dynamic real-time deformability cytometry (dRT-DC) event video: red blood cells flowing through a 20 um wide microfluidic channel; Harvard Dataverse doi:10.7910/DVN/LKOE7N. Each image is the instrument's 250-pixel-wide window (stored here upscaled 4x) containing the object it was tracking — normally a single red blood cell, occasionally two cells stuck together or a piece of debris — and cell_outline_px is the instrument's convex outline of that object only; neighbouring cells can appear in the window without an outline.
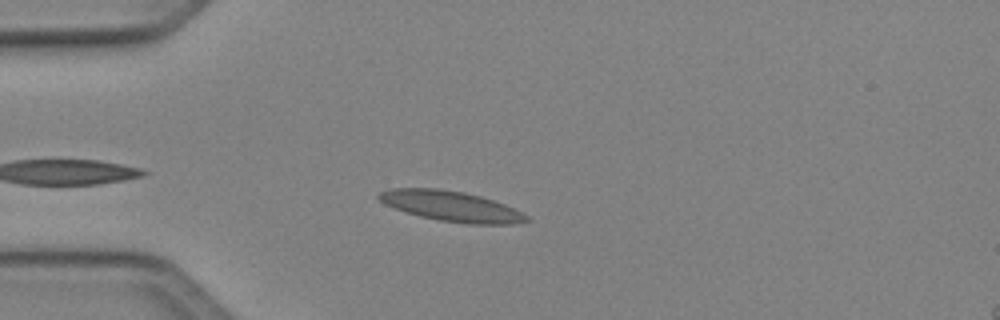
{"species": "Egyptian fruit bat (a non-hibernating species)", "species_latin": "Rousettus aegyptiacus", "temperature_condition": "cold", "stored_images_in_passage": 39, "camera_frame_rate_fps": 3000, "um_per_image_px": 0.085, "animal": {"sex": "female"}, "frame": {"image": 1, "passage_image": 5, "time_ms": 1.333, "image_size_px": [1000, 320], "cell_outline_px": [[532, 220], [512, 224], [468, 224], [440, 220], [420, 216], [384, 204], [376, 196], [380, 192], [392, 188], [436, 188], [464, 192], [480, 196], [504, 204], [528, 216]], "centroid_in_image_um": [38.35, 17.52], "position_along_channel_um": 46.6, "area_um2": 25.78}}
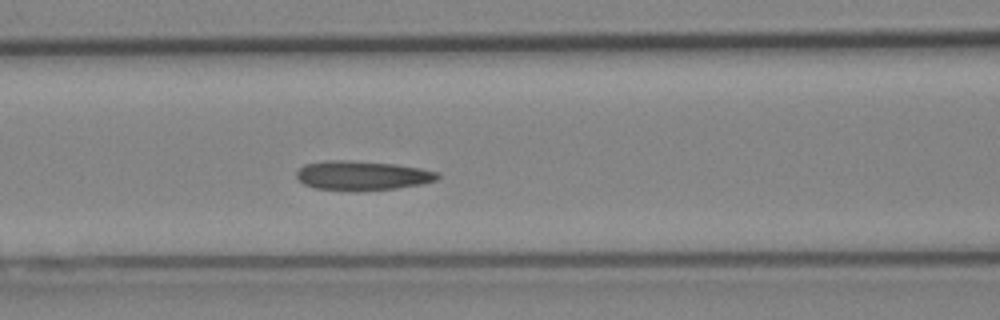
{"frame": {"image": 2, "passage_image": 13, "time_ms": 4.0, "image_size_px": [1000, 320], "cell_outline_px": [[440, 176], [436, 180], [424, 184], [396, 188], [356, 192], [312, 188], [296, 180], [296, 172], [304, 164], [332, 160], [340, 160], [396, 164], [420, 168], [440, 172]], "centroid_in_image_um": [30.78, 14.94], "position_along_channel_um": 135.8, "area_um2": 24.51}}
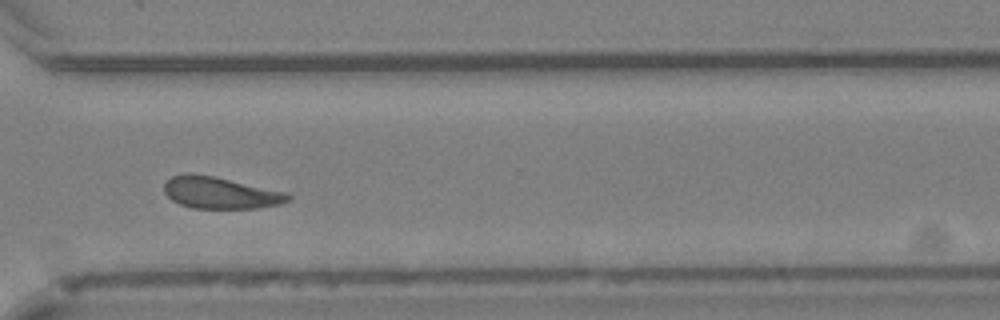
{"frame": {"image": 3, "passage_image": 29, "time_ms": 9.333, "image_size_px": [1000, 320], "cell_outline_px": [[292, 196], [288, 200], [280, 204], [256, 208], [192, 208], [180, 204], [172, 200], [164, 192], [164, 184], [172, 176], [188, 172], [212, 176], [288, 192]], "centroid_in_image_um": [18.72, 16.38], "position_along_channel_um": 351.9, "area_um2": 22.83}, "authors_computed_cell_mechanics": {"area_um2": 23.3512, "velocity_mm_per_s": 4.05, "shape_relaxation_time_tau1_ms": null, "shape_relaxation_time_tau2_ms": 4.0991, "deformation_change_tau1": null, "deformation_change_tau2": 0.0973}}